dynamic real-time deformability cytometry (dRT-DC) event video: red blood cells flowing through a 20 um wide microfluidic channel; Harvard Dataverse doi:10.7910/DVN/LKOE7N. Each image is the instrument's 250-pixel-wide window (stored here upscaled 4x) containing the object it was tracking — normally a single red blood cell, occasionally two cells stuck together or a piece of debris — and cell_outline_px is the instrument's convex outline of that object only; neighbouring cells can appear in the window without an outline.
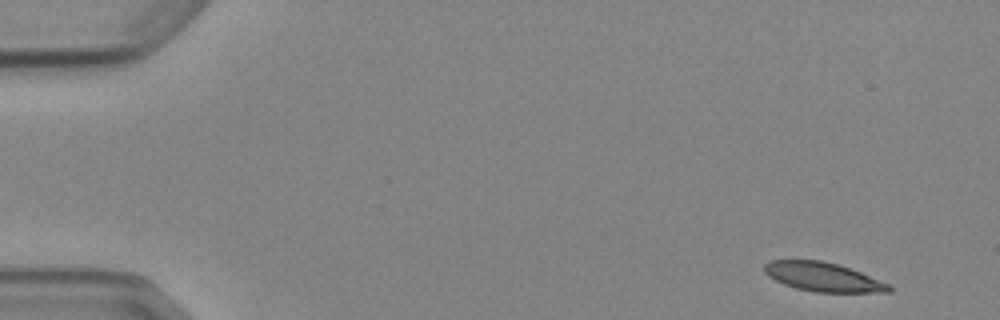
{"species": "Egyptian fruit bat (a non-hibernating species)", "species_latin": "Rousettus aegyptiacus", "temperature_condition": "cold", "stored_images_in_passage": 4, "camera_frame_rate_fps": 3000, "um_per_image_px": 0.085, "animal": {"sex": "female"}, "frame": {"image": 1, "passage_image": 1, "time_ms": 0.0, "image_size_px": [1000, 320], "cell_outline_px": [[892, 292], [816, 292], [796, 288], [784, 284], [768, 276], [764, 272], [764, 264], [768, 260], [824, 260], [840, 264], [892, 284]], "centroid_in_image_um": [69.99, 23.53], "position_along_channel_um": 15.0, "area_um2": 21.33}}
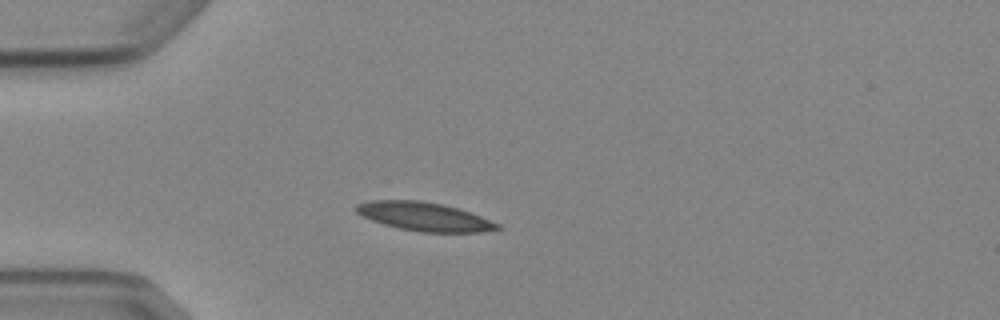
{"frame": {"image": 2, "passage_image": 4, "time_ms": 3.667, "image_size_px": [1000, 320], "cell_outline_px": [[500, 228], [480, 232], [420, 232], [400, 228], [384, 224], [372, 220], [356, 212], [352, 208], [356, 204], [368, 200], [416, 200], [444, 204], [480, 216], [500, 224]], "centroid_in_image_um": [36.01, 18.4], "position_along_channel_um": 49.0, "area_um2": 23.35}}